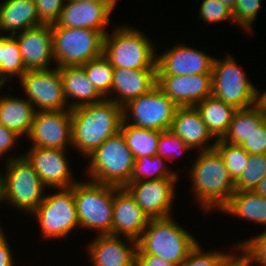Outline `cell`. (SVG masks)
<instances>
[{
  "instance_id": "4fadbf2b",
  "label": "cell",
  "mask_w": 266,
  "mask_h": 266,
  "mask_svg": "<svg viewBox=\"0 0 266 266\" xmlns=\"http://www.w3.org/2000/svg\"><path fill=\"white\" fill-rule=\"evenodd\" d=\"M27 138L33 147L54 149L72 147L70 110L36 112Z\"/></svg>"
},
{
  "instance_id": "52a82bcc",
  "label": "cell",
  "mask_w": 266,
  "mask_h": 266,
  "mask_svg": "<svg viewBox=\"0 0 266 266\" xmlns=\"http://www.w3.org/2000/svg\"><path fill=\"white\" fill-rule=\"evenodd\" d=\"M3 178L4 204L31 214L44 200L45 186L33 165L23 155L5 161Z\"/></svg>"
},
{
  "instance_id": "ffe728a7",
  "label": "cell",
  "mask_w": 266,
  "mask_h": 266,
  "mask_svg": "<svg viewBox=\"0 0 266 266\" xmlns=\"http://www.w3.org/2000/svg\"><path fill=\"white\" fill-rule=\"evenodd\" d=\"M148 221L129 191L114 186L112 235L138 241Z\"/></svg>"
},
{
  "instance_id": "8992f818",
  "label": "cell",
  "mask_w": 266,
  "mask_h": 266,
  "mask_svg": "<svg viewBox=\"0 0 266 266\" xmlns=\"http://www.w3.org/2000/svg\"><path fill=\"white\" fill-rule=\"evenodd\" d=\"M79 227L112 235L114 186L86 180L73 185Z\"/></svg>"
},
{
  "instance_id": "c3c4849f",
  "label": "cell",
  "mask_w": 266,
  "mask_h": 266,
  "mask_svg": "<svg viewBox=\"0 0 266 266\" xmlns=\"http://www.w3.org/2000/svg\"><path fill=\"white\" fill-rule=\"evenodd\" d=\"M74 1H91L107 4L112 10H115L117 1L116 0H74Z\"/></svg>"
},
{
  "instance_id": "44dd1931",
  "label": "cell",
  "mask_w": 266,
  "mask_h": 266,
  "mask_svg": "<svg viewBox=\"0 0 266 266\" xmlns=\"http://www.w3.org/2000/svg\"><path fill=\"white\" fill-rule=\"evenodd\" d=\"M123 238V239H121ZM126 241H123V240ZM93 240V241H92ZM88 243L93 266H134L137 241L110 234L98 235Z\"/></svg>"
},
{
  "instance_id": "f35d334b",
  "label": "cell",
  "mask_w": 266,
  "mask_h": 266,
  "mask_svg": "<svg viewBox=\"0 0 266 266\" xmlns=\"http://www.w3.org/2000/svg\"><path fill=\"white\" fill-rule=\"evenodd\" d=\"M199 242L180 266H220L232 253L224 251H204Z\"/></svg>"
},
{
  "instance_id": "4dcf8cb0",
  "label": "cell",
  "mask_w": 266,
  "mask_h": 266,
  "mask_svg": "<svg viewBox=\"0 0 266 266\" xmlns=\"http://www.w3.org/2000/svg\"><path fill=\"white\" fill-rule=\"evenodd\" d=\"M166 159L159 155L141 156L134 160L130 182H139L142 180H157V179H179L175 170L171 171L166 165ZM165 162V163H164Z\"/></svg>"
},
{
  "instance_id": "1f68e13d",
  "label": "cell",
  "mask_w": 266,
  "mask_h": 266,
  "mask_svg": "<svg viewBox=\"0 0 266 266\" xmlns=\"http://www.w3.org/2000/svg\"><path fill=\"white\" fill-rule=\"evenodd\" d=\"M26 71L18 41L13 35H4L0 79L6 84L13 77L17 76L19 79Z\"/></svg>"
},
{
  "instance_id": "816d5d0a",
  "label": "cell",
  "mask_w": 266,
  "mask_h": 266,
  "mask_svg": "<svg viewBox=\"0 0 266 266\" xmlns=\"http://www.w3.org/2000/svg\"><path fill=\"white\" fill-rule=\"evenodd\" d=\"M3 47H4V34H0V64L2 60Z\"/></svg>"
},
{
  "instance_id": "ee69618b",
  "label": "cell",
  "mask_w": 266,
  "mask_h": 266,
  "mask_svg": "<svg viewBox=\"0 0 266 266\" xmlns=\"http://www.w3.org/2000/svg\"><path fill=\"white\" fill-rule=\"evenodd\" d=\"M135 266H177L155 255L145 254L138 247L135 254Z\"/></svg>"
},
{
  "instance_id": "7a4b0ae2",
  "label": "cell",
  "mask_w": 266,
  "mask_h": 266,
  "mask_svg": "<svg viewBox=\"0 0 266 266\" xmlns=\"http://www.w3.org/2000/svg\"><path fill=\"white\" fill-rule=\"evenodd\" d=\"M189 170L195 201L205 213L221 210L235 192L223 158L214 149L200 151ZM207 211V212H206Z\"/></svg>"
},
{
  "instance_id": "9c48e42d",
  "label": "cell",
  "mask_w": 266,
  "mask_h": 266,
  "mask_svg": "<svg viewBox=\"0 0 266 266\" xmlns=\"http://www.w3.org/2000/svg\"><path fill=\"white\" fill-rule=\"evenodd\" d=\"M231 54L221 60L215 58L212 68V96L236 109H244L259 102L260 91L248 79L243 67Z\"/></svg>"
},
{
  "instance_id": "d590c367",
  "label": "cell",
  "mask_w": 266,
  "mask_h": 266,
  "mask_svg": "<svg viewBox=\"0 0 266 266\" xmlns=\"http://www.w3.org/2000/svg\"><path fill=\"white\" fill-rule=\"evenodd\" d=\"M190 149L191 148L170 129L160 133L157 155L161 158L173 162V160L183 155V152H188Z\"/></svg>"
},
{
  "instance_id": "4316f807",
  "label": "cell",
  "mask_w": 266,
  "mask_h": 266,
  "mask_svg": "<svg viewBox=\"0 0 266 266\" xmlns=\"http://www.w3.org/2000/svg\"><path fill=\"white\" fill-rule=\"evenodd\" d=\"M220 212L266 226V198L254 191H235Z\"/></svg>"
},
{
  "instance_id": "7c38bea8",
  "label": "cell",
  "mask_w": 266,
  "mask_h": 266,
  "mask_svg": "<svg viewBox=\"0 0 266 266\" xmlns=\"http://www.w3.org/2000/svg\"><path fill=\"white\" fill-rule=\"evenodd\" d=\"M25 97L38 111L70 110L63 94L58 67L48 70H27L20 78Z\"/></svg>"
},
{
  "instance_id": "f5cc1de1",
  "label": "cell",
  "mask_w": 266,
  "mask_h": 266,
  "mask_svg": "<svg viewBox=\"0 0 266 266\" xmlns=\"http://www.w3.org/2000/svg\"><path fill=\"white\" fill-rule=\"evenodd\" d=\"M4 85H6V84L0 79V88L3 89Z\"/></svg>"
},
{
  "instance_id": "7dc6e473",
  "label": "cell",
  "mask_w": 266,
  "mask_h": 266,
  "mask_svg": "<svg viewBox=\"0 0 266 266\" xmlns=\"http://www.w3.org/2000/svg\"><path fill=\"white\" fill-rule=\"evenodd\" d=\"M254 192L266 198V176L259 182Z\"/></svg>"
},
{
  "instance_id": "484cf974",
  "label": "cell",
  "mask_w": 266,
  "mask_h": 266,
  "mask_svg": "<svg viewBox=\"0 0 266 266\" xmlns=\"http://www.w3.org/2000/svg\"><path fill=\"white\" fill-rule=\"evenodd\" d=\"M35 113L34 106L26 98L10 94L0 96V124L20 137H28Z\"/></svg>"
},
{
  "instance_id": "5b68a950",
  "label": "cell",
  "mask_w": 266,
  "mask_h": 266,
  "mask_svg": "<svg viewBox=\"0 0 266 266\" xmlns=\"http://www.w3.org/2000/svg\"><path fill=\"white\" fill-rule=\"evenodd\" d=\"M86 158V177H90L89 180L118 188L130 182L135 159L120 131L105 140Z\"/></svg>"
},
{
  "instance_id": "3957f363",
  "label": "cell",
  "mask_w": 266,
  "mask_h": 266,
  "mask_svg": "<svg viewBox=\"0 0 266 266\" xmlns=\"http://www.w3.org/2000/svg\"><path fill=\"white\" fill-rule=\"evenodd\" d=\"M199 241L171 216L149 219L137 247L145 254L155 255L180 266Z\"/></svg>"
},
{
  "instance_id": "f546056e",
  "label": "cell",
  "mask_w": 266,
  "mask_h": 266,
  "mask_svg": "<svg viewBox=\"0 0 266 266\" xmlns=\"http://www.w3.org/2000/svg\"><path fill=\"white\" fill-rule=\"evenodd\" d=\"M120 132L123 134L134 159L141 156L157 155L158 140L162 131L137 127L122 120Z\"/></svg>"
},
{
  "instance_id": "d6a6232c",
  "label": "cell",
  "mask_w": 266,
  "mask_h": 266,
  "mask_svg": "<svg viewBox=\"0 0 266 266\" xmlns=\"http://www.w3.org/2000/svg\"><path fill=\"white\" fill-rule=\"evenodd\" d=\"M81 66L84 68L89 81L96 90L104 98H107L111 93L114 74V67L110 61L104 55H101Z\"/></svg>"
},
{
  "instance_id": "ba28073f",
  "label": "cell",
  "mask_w": 266,
  "mask_h": 266,
  "mask_svg": "<svg viewBox=\"0 0 266 266\" xmlns=\"http://www.w3.org/2000/svg\"><path fill=\"white\" fill-rule=\"evenodd\" d=\"M56 67L81 66L103 55L104 34L89 28L51 26Z\"/></svg>"
},
{
  "instance_id": "8fae6325",
  "label": "cell",
  "mask_w": 266,
  "mask_h": 266,
  "mask_svg": "<svg viewBox=\"0 0 266 266\" xmlns=\"http://www.w3.org/2000/svg\"><path fill=\"white\" fill-rule=\"evenodd\" d=\"M178 107L156 85L123 107V120L127 124L146 129L169 130Z\"/></svg>"
},
{
  "instance_id": "d4e9b609",
  "label": "cell",
  "mask_w": 266,
  "mask_h": 266,
  "mask_svg": "<svg viewBox=\"0 0 266 266\" xmlns=\"http://www.w3.org/2000/svg\"><path fill=\"white\" fill-rule=\"evenodd\" d=\"M43 25L34 0H4L0 3V34L14 35Z\"/></svg>"
},
{
  "instance_id": "8d00e7d4",
  "label": "cell",
  "mask_w": 266,
  "mask_h": 266,
  "mask_svg": "<svg viewBox=\"0 0 266 266\" xmlns=\"http://www.w3.org/2000/svg\"><path fill=\"white\" fill-rule=\"evenodd\" d=\"M261 0H236L235 8L232 11L234 24L241 26L246 33H252V26L258 11L261 8Z\"/></svg>"
},
{
  "instance_id": "603a6c76",
  "label": "cell",
  "mask_w": 266,
  "mask_h": 266,
  "mask_svg": "<svg viewBox=\"0 0 266 266\" xmlns=\"http://www.w3.org/2000/svg\"><path fill=\"white\" fill-rule=\"evenodd\" d=\"M170 130L180 137L191 150L198 148L199 151H206L215 147L216 140L210 142L213 137L195 106L178 107Z\"/></svg>"
},
{
  "instance_id": "7402d4cb",
  "label": "cell",
  "mask_w": 266,
  "mask_h": 266,
  "mask_svg": "<svg viewBox=\"0 0 266 266\" xmlns=\"http://www.w3.org/2000/svg\"><path fill=\"white\" fill-rule=\"evenodd\" d=\"M157 85V69L114 68L111 93L106 98L122 108ZM115 96H113L114 94ZM113 97H112V96Z\"/></svg>"
},
{
  "instance_id": "db71d44e",
  "label": "cell",
  "mask_w": 266,
  "mask_h": 266,
  "mask_svg": "<svg viewBox=\"0 0 266 266\" xmlns=\"http://www.w3.org/2000/svg\"><path fill=\"white\" fill-rule=\"evenodd\" d=\"M3 229H4V228L0 225V232L3 231Z\"/></svg>"
},
{
  "instance_id": "277c9868",
  "label": "cell",
  "mask_w": 266,
  "mask_h": 266,
  "mask_svg": "<svg viewBox=\"0 0 266 266\" xmlns=\"http://www.w3.org/2000/svg\"><path fill=\"white\" fill-rule=\"evenodd\" d=\"M141 30L119 25L104 36L103 55L114 68L157 69L156 45Z\"/></svg>"
},
{
  "instance_id": "7bdbcfd3",
  "label": "cell",
  "mask_w": 266,
  "mask_h": 266,
  "mask_svg": "<svg viewBox=\"0 0 266 266\" xmlns=\"http://www.w3.org/2000/svg\"><path fill=\"white\" fill-rule=\"evenodd\" d=\"M19 138L20 136H18L15 132L0 124V158L2 156L5 157L8 154V157H5L7 159L6 161H8L13 158L23 156V154H19V156H16L15 154H10L11 149H14L15 144L17 145V141L20 140Z\"/></svg>"
},
{
  "instance_id": "9a60e30c",
  "label": "cell",
  "mask_w": 266,
  "mask_h": 266,
  "mask_svg": "<svg viewBox=\"0 0 266 266\" xmlns=\"http://www.w3.org/2000/svg\"><path fill=\"white\" fill-rule=\"evenodd\" d=\"M28 151L23 155L33 165L43 185L48 189L69 188L77 182L69 166L67 149L31 146Z\"/></svg>"
},
{
  "instance_id": "30bf717a",
  "label": "cell",
  "mask_w": 266,
  "mask_h": 266,
  "mask_svg": "<svg viewBox=\"0 0 266 266\" xmlns=\"http://www.w3.org/2000/svg\"><path fill=\"white\" fill-rule=\"evenodd\" d=\"M39 222L41 239L52 240L67 238L79 227L73 186L57 188L55 193H45L44 200L31 213Z\"/></svg>"
},
{
  "instance_id": "e0dca14e",
  "label": "cell",
  "mask_w": 266,
  "mask_h": 266,
  "mask_svg": "<svg viewBox=\"0 0 266 266\" xmlns=\"http://www.w3.org/2000/svg\"><path fill=\"white\" fill-rule=\"evenodd\" d=\"M157 86L179 107L196 106L212 96V74L157 75Z\"/></svg>"
},
{
  "instance_id": "f6af8a7d",
  "label": "cell",
  "mask_w": 266,
  "mask_h": 266,
  "mask_svg": "<svg viewBox=\"0 0 266 266\" xmlns=\"http://www.w3.org/2000/svg\"><path fill=\"white\" fill-rule=\"evenodd\" d=\"M5 231L0 232V266H14L15 260Z\"/></svg>"
},
{
  "instance_id": "60d3db41",
  "label": "cell",
  "mask_w": 266,
  "mask_h": 266,
  "mask_svg": "<svg viewBox=\"0 0 266 266\" xmlns=\"http://www.w3.org/2000/svg\"><path fill=\"white\" fill-rule=\"evenodd\" d=\"M37 15L43 24H55L63 9L65 0H34Z\"/></svg>"
},
{
  "instance_id": "836d02e7",
  "label": "cell",
  "mask_w": 266,
  "mask_h": 266,
  "mask_svg": "<svg viewBox=\"0 0 266 266\" xmlns=\"http://www.w3.org/2000/svg\"><path fill=\"white\" fill-rule=\"evenodd\" d=\"M214 148L223 158L229 175L235 183L240 178L247 164L249 153L240 145H233L222 139L216 140Z\"/></svg>"
},
{
  "instance_id": "ac0fdd59",
  "label": "cell",
  "mask_w": 266,
  "mask_h": 266,
  "mask_svg": "<svg viewBox=\"0 0 266 266\" xmlns=\"http://www.w3.org/2000/svg\"><path fill=\"white\" fill-rule=\"evenodd\" d=\"M112 12L113 10L104 3L65 0L58 20L51 26L89 28L101 31L105 35L109 31L106 30V26L111 23Z\"/></svg>"
},
{
  "instance_id": "f1b7e54d",
  "label": "cell",
  "mask_w": 266,
  "mask_h": 266,
  "mask_svg": "<svg viewBox=\"0 0 266 266\" xmlns=\"http://www.w3.org/2000/svg\"><path fill=\"white\" fill-rule=\"evenodd\" d=\"M265 119V110L259 102L248 108L237 109L222 140L233 145H241Z\"/></svg>"
},
{
  "instance_id": "2e32d148",
  "label": "cell",
  "mask_w": 266,
  "mask_h": 266,
  "mask_svg": "<svg viewBox=\"0 0 266 266\" xmlns=\"http://www.w3.org/2000/svg\"><path fill=\"white\" fill-rule=\"evenodd\" d=\"M187 44H177L158 54L157 75L212 74L215 57Z\"/></svg>"
},
{
  "instance_id": "b9f144b4",
  "label": "cell",
  "mask_w": 266,
  "mask_h": 266,
  "mask_svg": "<svg viewBox=\"0 0 266 266\" xmlns=\"http://www.w3.org/2000/svg\"><path fill=\"white\" fill-rule=\"evenodd\" d=\"M240 146L249 154H266V119Z\"/></svg>"
},
{
  "instance_id": "5bb4252c",
  "label": "cell",
  "mask_w": 266,
  "mask_h": 266,
  "mask_svg": "<svg viewBox=\"0 0 266 266\" xmlns=\"http://www.w3.org/2000/svg\"><path fill=\"white\" fill-rule=\"evenodd\" d=\"M179 179H157L129 182L125 188L149 219L170 217ZM175 187V188H174Z\"/></svg>"
},
{
  "instance_id": "ab89813d",
  "label": "cell",
  "mask_w": 266,
  "mask_h": 266,
  "mask_svg": "<svg viewBox=\"0 0 266 266\" xmlns=\"http://www.w3.org/2000/svg\"><path fill=\"white\" fill-rule=\"evenodd\" d=\"M199 17L202 22L221 23L222 21L234 22L232 11L229 10L221 0H202L199 8Z\"/></svg>"
},
{
  "instance_id": "f907efd6",
  "label": "cell",
  "mask_w": 266,
  "mask_h": 266,
  "mask_svg": "<svg viewBox=\"0 0 266 266\" xmlns=\"http://www.w3.org/2000/svg\"><path fill=\"white\" fill-rule=\"evenodd\" d=\"M3 173H0V204L4 203L3 199V178H2Z\"/></svg>"
},
{
  "instance_id": "6da1fadb",
  "label": "cell",
  "mask_w": 266,
  "mask_h": 266,
  "mask_svg": "<svg viewBox=\"0 0 266 266\" xmlns=\"http://www.w3.org/2000/svg\"><path fill=\"white\" fill-rule=\"evenodd\" d=\"M70 112L72 148L85 159L105 140L120 131L123 120V108L106 98L98 103L73 108Z\"/></svg>"
},
{
  "instance_id": "11a10c76",
  "label": "cell",
  "mask_w": 266,
  "mask_h": 266,
  "mask_svg": "<svg viewBox=\"0 0 266 266\" xmlns=\"http://www.w3.org/2000/svg\"><path fill=\"white\" fill-rule=\"evenodd\" d=\"M247 266H255V265H253V264L250 262Z\"/></svg>"
},
{
  "instance_id": "bcb514c9",
  "label": "cell",
  "mask_w": 266,
  "mask_h": 266,
  "mask_svg": "<svg viewBox=\"0 0 266 266\" xmlns=\"http://www.w3.org/2000/svg\"><path fill=\"white\" fill-rule=\"evenodd\" d=\"M236 250L242 253L239 255L237 253L236 255L235 252H232V254L220 266H247L250 263L248 256L239 247Z\"/></svg>"
},
{
  "instance_id": "681fc988",
  "label": "cell",
  "mask_w": 266,
  "mask_h": 266,
  "mask_svg": "<svg viewBox=\"0 0 266 266\" xmlns=\"http://www.w3.org/2000/svg\"><path fill=\"white\" fill-rule=\"evenodd\" d=\"M225 5L226 7L233 11V9L235 8V3H236V0H221Z\"/></svg>"
},
{
  "instance_id": "cb8c5ba5",
  "label": "cell",
  "mask_w": 266,
  "mask_h": 266,
  "mask_svg": "<svg viewBox=\"0 0 266 266\" xmlns=\"http://www.w3.org/2000/svg\"><path fill=\"white\" fill-rule=\"evenodd\" d=\"M58 68L63 82L64 98L70 110L98 103L105 99L89 81L82 66H63ZM69 99L73 101L71 100L70 102L68 101Z\"/></svg>"
},
{
  "instance_id": "74e56055",
  "label": "cell",
  "mask_w": 266,
  "mask_h": 266,
  "mask_svg": "<svg viewBox=\"0 0 266 266\" xmlns=\"http://www.w3.org/2000/svg\"><path fill=\"white\" fill-rule=\"evenodd\" d=\"M240 248L255 266H266V228L255 237L234 244V251Z\"/></svg>"
},
{
  "instance_id": "d6986e66",
  "label": "cell",
  "mask_w": 266,
  "mask_h": 266,
  "mask_svg": "<svg viewBox=\"0 0 266 266\" xmlns=\"http://www.w3.org/2000/svg\"><path fill=\"white\" fill-rule=\"evenodd\" d=\"M13 36L18 41L21 57L27 70L53 68L50 64L54 61L51 25L43 24Z\"/></svg>"
},
{
  "instance_id": "83f0119b",
  "label": "cell",
  "mask_w": 266,
  "mask_h": 266,
  "mask_svg": "<svg viewBox=\"0 0 266 266\" xmlns=\"http://www.w3.org/2000/svg\"><path fill=\"white\" fill-rule=\"evenodd\" d=\"M209 133L215 140L222 139L227 133L236 108L214 96L205 98L196 106Z\"/></svg>"
},
{
  "instance_id": "e575fe53",
  "label": "cell",
  "mask_w": 266,
  "mask_h": 266,
  "mask_svg": "<svg viewBox=\"0 0 266 266\" xmlns=\"http://www.w3.org/2000/svg\"><path fill=\"white\" fill-rule=\"evenodd\" d=\"M266 176V154H249L240 178L235 182V191H254Z\"/></svg>"
}]
</instances>
